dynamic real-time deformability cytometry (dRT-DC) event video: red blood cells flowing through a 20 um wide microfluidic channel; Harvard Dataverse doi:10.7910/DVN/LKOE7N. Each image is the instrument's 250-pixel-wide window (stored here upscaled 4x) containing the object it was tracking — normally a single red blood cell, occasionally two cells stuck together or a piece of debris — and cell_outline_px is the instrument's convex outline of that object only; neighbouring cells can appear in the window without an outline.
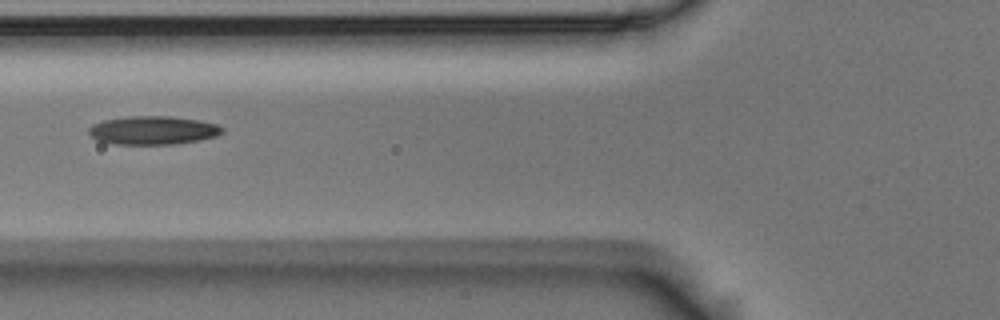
{"species": "Egyptian fruit bat (a non-hibernating species)", "species_latin": "Rousettus aegyptiacus", "temperature_condition": "room temperature", "stored_images_in_passage": 7, "camera_frame_rate_fps": 3000, "um_per_image_px": 0.085, "animal": {"sex": "male"}, "frame": {"image": 1, "passage_image": 6, "time_ms": 1.667, "image_size_px": [1000, 320], "cell_outline_px": [[224, 132], [216, 136], [200, 140], [172, 144], [116, 144], [96, 140], [88, 132], [88, 128], [92, 124], [104, 120], [128, 116], [172, 116], [200, 120], [216, 124], [224, 128]], "centroid_in_image_um": [13.01, 11.07], "position_along_channel_um": 112.8, "area_um2": 22.25}}